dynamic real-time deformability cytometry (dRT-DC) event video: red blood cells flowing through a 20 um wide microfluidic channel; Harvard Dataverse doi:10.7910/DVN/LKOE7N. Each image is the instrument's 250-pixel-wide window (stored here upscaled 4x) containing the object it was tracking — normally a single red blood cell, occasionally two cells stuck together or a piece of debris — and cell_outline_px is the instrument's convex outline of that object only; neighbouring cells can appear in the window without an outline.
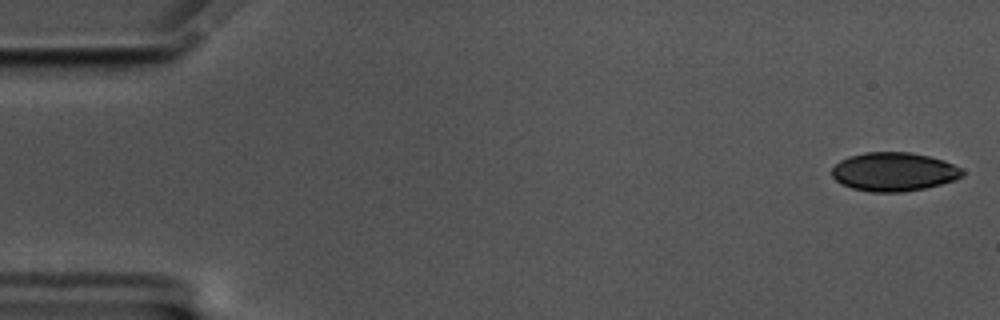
{"species": "common noctule bat (a hibernating species)", "species_latin": "Nyctalus noctula", "temperature_condition": "cold", "stored_images_in_passage": 15, "camera_frame_rate_fps": 3000, "um_per_image_px": 0.085, "animal": {"sex": "male", "body_mass_g": 17.5, "forearm_length_mm": 52.3}, "frame": {"image": 1, "passage_image": 1, "time_ms": 0.0, "image_size_px": [1000, 320], "cell_outline_px": [[964, 176], [956, 180], [924, 188], [904, 192], [872, 192], [852, 188], [840, 184], [832, 176], [832, 168], [840, 160], [848, 156], [864, 152], [908, 152], [928, 156], [944, 160], [960, 168], [964, 172]], "centroid_in_image_um": [75.96, 14.6], "position_along_channel_um": 9.0, "area_um2": 29.54}}